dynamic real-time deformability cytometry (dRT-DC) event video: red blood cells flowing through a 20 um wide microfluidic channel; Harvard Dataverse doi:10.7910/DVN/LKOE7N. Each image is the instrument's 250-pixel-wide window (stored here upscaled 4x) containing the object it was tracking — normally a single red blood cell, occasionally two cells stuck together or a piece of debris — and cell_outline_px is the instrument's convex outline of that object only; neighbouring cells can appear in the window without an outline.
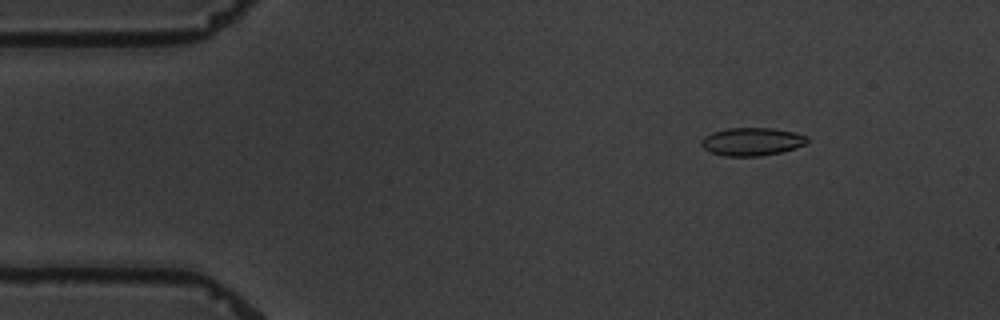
{"species": "common noctule bat (a hibernating species)", "species_latin": "Nyctalus noctula", "temperature_condition": "warm", "stored_images_in_passage": 11, "camera_frame_rate_fps": 3000, "um_per_image_px": 0.085, "animal": {"sex": "male", "body_mass_g": 19.5, "forearm_length_mm": 54.6}, "frame": {"image": 1, "passage_image": 2, "time_ms": 2.0, "image_size_px": [1000, 320], "cell_outline_px": [[808, 140], [804, 144], [796, 148], [780, 152], [760, 156], [724, 156], [712, 152], [704, 148], [700, 144], [700, 140], [704, 136], [712, 132], [728, 128], [772, 128], [792, 132], [808, 136]], "centroid_in_image_um": [63.88, 12.03], "position_along_channel_um": 21.1, "area_um2": 17.22}}
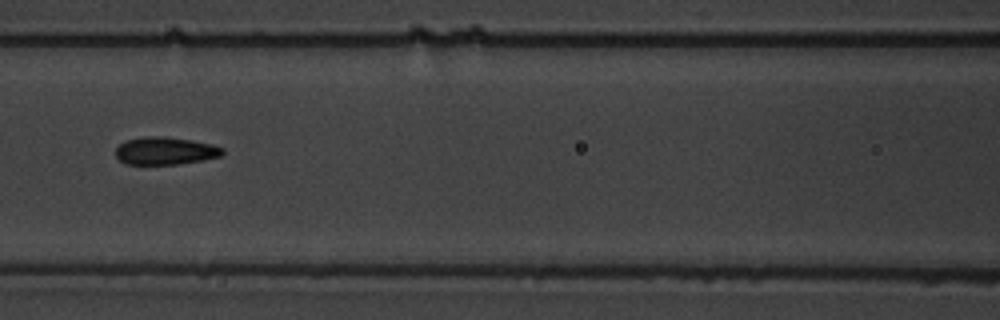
{"frame": {"image": 2, "passage_image": 7, "time_ms": 8.0, "image_size_px": [1000, 320], "cell_outline_px": [[224, 152], [220, 156], [204, 160], [176, 164], [124, 164], [116, 156], [116, 148], [124, 140], [148, 136], [164, 136], [192, 140], [212, 144], [224, 148]], "centroid_in_image_um": [14.05, 12.82], "position_along_channel_um": 152.6, "area_um2": 17.28}}
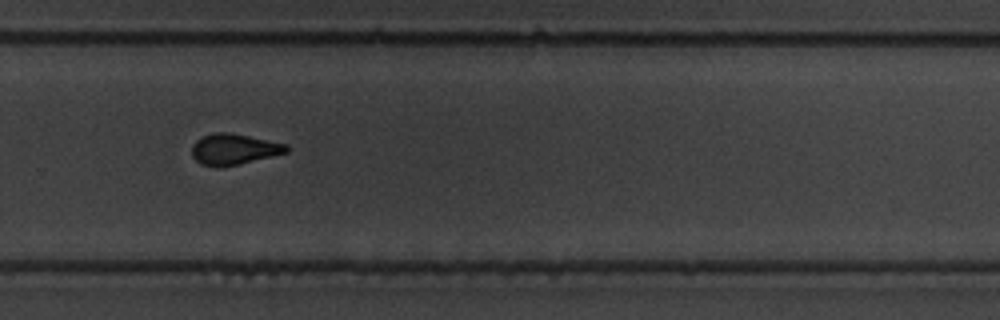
{"frame": {"image": 3, "passage_image": 11, "time_ms": 12.667, "image_size_px": [1000, 320], "cell_outline_px": [[288, 152], [240, 164], [220, 168], [216, 168], [200, 164], [192, 156], [192, 144], [196, 140], [204, 136], [216, 132], [228, 132], [288, 144]], "centroid_in_image_um": [19.86, 12.7], "position_along_channel_um": 309.9, "area_um2": 17.11}}